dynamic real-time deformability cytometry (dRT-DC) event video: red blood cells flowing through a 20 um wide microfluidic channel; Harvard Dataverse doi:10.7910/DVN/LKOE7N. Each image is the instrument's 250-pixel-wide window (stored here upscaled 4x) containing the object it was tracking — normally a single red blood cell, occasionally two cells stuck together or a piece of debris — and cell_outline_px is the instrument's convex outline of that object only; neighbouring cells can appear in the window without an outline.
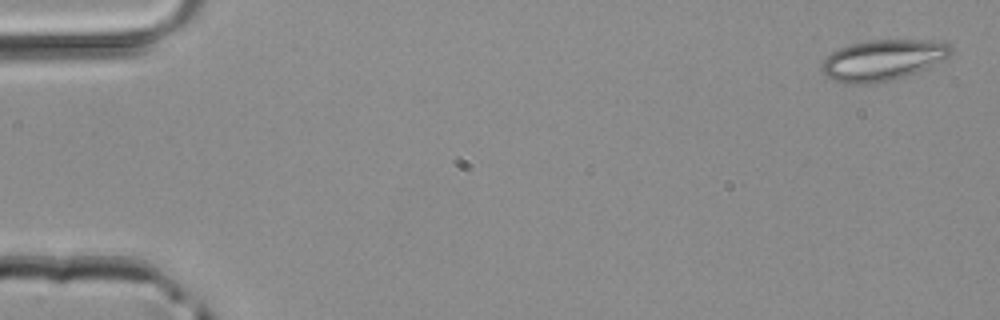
{"species": "common noctule bat (a hibernating species)", "species_latin": "Nyctalus noctula", "temperature_condition": "room temperature", "stored_images_in_passage": 5, "camera_frame_rate_fps": 3000, "um_per_image_px": 0.085, "animal": {"sex": "male", "body_mass_g": 20.4}, "frame": {"image": 1, "passage_image": 1, "time_ms": 0.0, "image_size_px": [1000, 320], "cell_outline_px": [[952, 52], [944, 60], [916, 72], [904, 76], [888, 80], [856, 84], [844, 84], [832, 80], [820, 68], [820, 64], [832, 52], [848, 44], [868, 40], [944, 40], [952, 48]], "centroid_in_image_um": [75.04, 5.08], "position_along_channel_um": 10.0, "area_um2": 30.63}}